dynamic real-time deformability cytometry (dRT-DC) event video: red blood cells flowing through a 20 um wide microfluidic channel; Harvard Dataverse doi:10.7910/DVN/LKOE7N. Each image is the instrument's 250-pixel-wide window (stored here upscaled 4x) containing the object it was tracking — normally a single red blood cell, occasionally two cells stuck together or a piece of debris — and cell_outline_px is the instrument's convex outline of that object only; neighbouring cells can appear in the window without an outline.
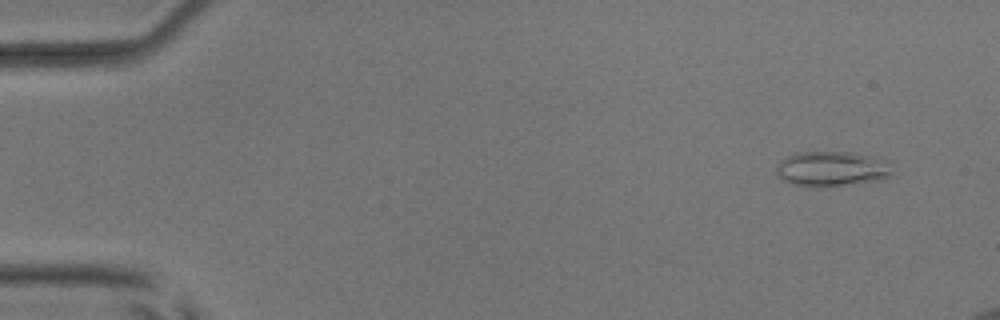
{"species": "common noctule bat (a hibernating species)", "species_latin": "Nyctalus noctula", "temperature_condition": "room temperature", "stored_images_in_passage": 51, "camera_frame_rate_fps": 3000, "um_per_image_px": 0.085, "animal": {"sex": "male", "body_mass_g": 17.9, "forearm_length_mm": 54.2}, "frame": {"image": 1, "passage_image": 4, "time_ms": 1.0, "image_size_px": [1000, 320], "cell_outline_px": [[888, 176], [884, 180], [828, 188], [792, 184], [776, 176], [776, 168], [780, 160], [796, 152], [848, 152], [872, 156], [888, 172]], "centroid_in_image_um": [70.54, 14.39], "position_along_channel_um": 14.5, "area_um2": 23.24}}
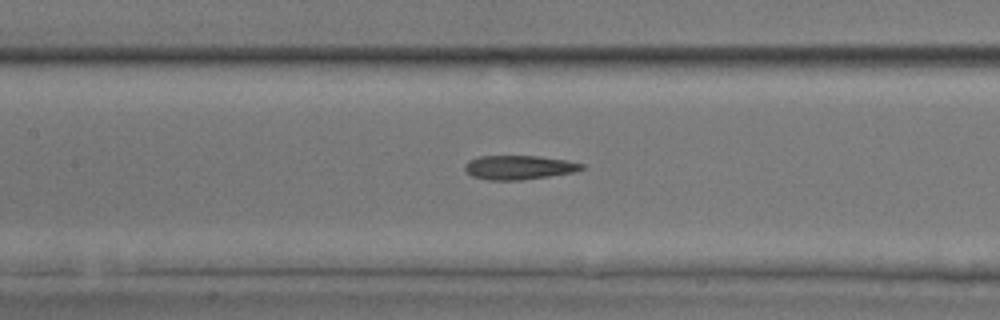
{"frame": {"image": 2, "passage_image": 25, "time_ms": 8.0, "image_size_px": [1000, 320], "cell_outline_px": [[584, 168], [572, 172], [548, 176], [520, 180], [488, 180], [472, 176], [464, 168], [464, 164], [468, 160], [480, 156], [540, 156], [564, 160], [584, 164]], "centroid_in_image_um": [44.06, 14.22], "position_along_channel_um": 163.3, "area_um2": 16.24}}
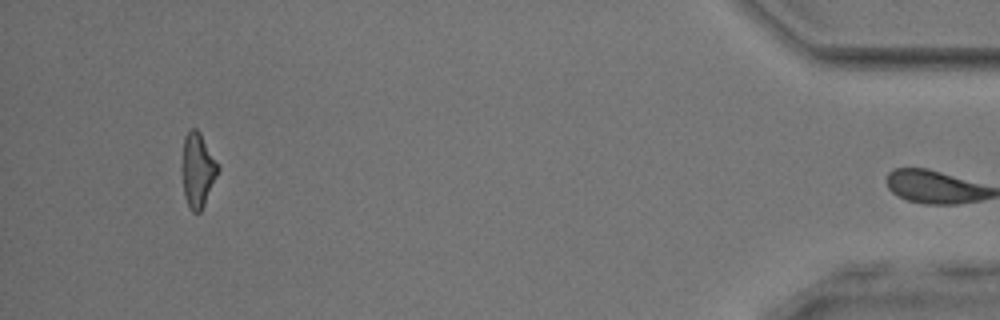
{"frame": {"image": 3, "passage_image": 50, "time_ms": 16.333, "image_size_px": [1000, 320], "cell_outline_px": [[220, 168], [204, 204], [200, 212], [192, 212], [188, 208], [184, 196], [180, 168], [184, 136], [192, 128], [196, 128], [200, 132], [220, 164]], "centroid_in_image_um": [16.78, 14.43], "position_along_channel_um": 418.4, "area_um2": 16.07}, "authors_computed_cell_mechanics": {"area_um2": 17.1666, "velocity_mm_per_s": 3.9146, "shape_relaxation_time_tau1_ms": null, "shape_relaxation_time_tau2_ms": 5.3408, "deformation_change_tau1": null, "deformation_change_tau2": 0.1531}}